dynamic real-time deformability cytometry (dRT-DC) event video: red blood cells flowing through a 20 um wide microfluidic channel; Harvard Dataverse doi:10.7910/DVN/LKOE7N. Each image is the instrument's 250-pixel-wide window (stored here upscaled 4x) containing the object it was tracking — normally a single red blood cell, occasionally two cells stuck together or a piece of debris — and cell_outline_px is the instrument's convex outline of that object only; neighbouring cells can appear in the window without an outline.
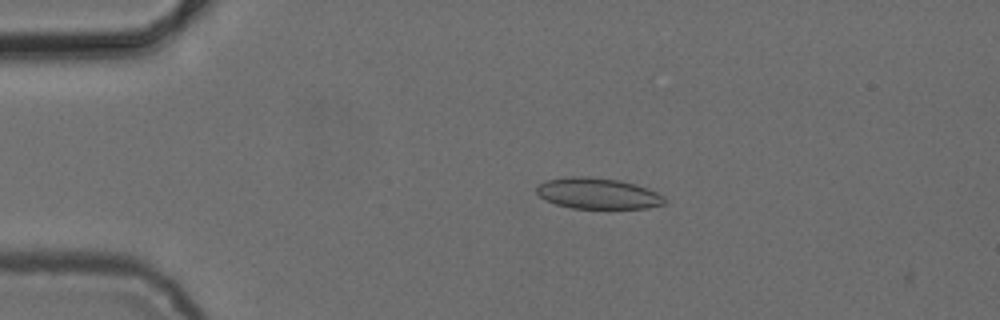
{"species": "common noctule bat (a hibernating species)", "species_latin": "Nyctalus noctula", "temperature_condition": "cold", "stored_images_in_passage": 6, "camera_frame_rate_fps": 3000, "um_per_image_px": 0.085, "animal": {"sex": "female", "body_mass_g": 24.6, "forearm_length_mm": 56.2}, "frame": {"image": 1, "passage_image": 1, "time_ms": 0.0, "image_size_px": [1000, 320], "cell_outline_px": [[664, 204], [648, 208], [572, 208], [556, 204], [544, 200], [536, 192], [536, 188], [544, 180], [572, 176], [588, 176], [620, 180], [636, 184], [648, 188], [664, 196]], "centroid_in_image_um": [50.8, 16.43], "position_along_channel_um": 34.2, "area_um2": 23.18}}